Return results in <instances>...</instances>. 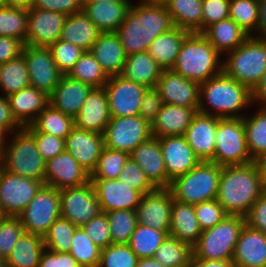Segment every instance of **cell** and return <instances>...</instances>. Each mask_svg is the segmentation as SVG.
<instances>
[{"label": "cell", "instance_id": "cell-1", "mask_svg": "<svg viewBox=\"0 0 266 267\" xmlns=\"http://www.w3.org/2000/svg\"><path fill=\"white\" fill-rule=\"evenodd\" d=\"M166 6L149 4L144 1L130 6L126 18L115 32L121 41L125 54L148 51L152 41L174 28Z\"/></svg>", "mask_w": 266, "mask_h": 267}, {"label": "cell", "instance_id": "cell-2", "mask_svg": "<svg viewBox=\"0 0 266 267\" xmlns=\"http://www.w3.org/2000/svg\"><path fill=\"white\" fill-rule=\"evenodd\" d=\"M262 193L260 176L254 161L222 167L216 199L228 215L246 217Z\"/></svg>", "mask_w": 266, "mask_h": 267}, {"label": "cell", "instance_id": "cell-3", "mask_svg": "<svg viewBox=\"0 0 266 267\" xmlns=\"http://www.w3.org/2000/svg\"><path fill=\"white\" fill-rule=\"evenodd\" d=\"M252 106V91L224 72L200 84L198 112L201 114L243 118L246 114L244 110Z\"/></svg>", "mask_w": 266, "mask_h": 267}, {"label": "cell", "instance_id": "cell-4", "mask_svg": "<svg viewBox=\"0 0 266 267\" xmlns=\"http://www.w3.org/2000/svg\"><path fill=\"white\" fill-rule=\"evenodd\" d=\"M221 56L202 33L191 32L185 37L171 70L202 84L223 72Z\"/></svg>", "mask_w": 266, "mask_h": 267}, {"label": "cell", "instance_id": "cell-5", "mask_svg": "<svg viewBox=\"0 0 266 267\" xmlns=\"http://www.w3.org/2000/svg\"><path fill=\"white\" fill-rule=\"evenodd\" d=\"M224 56L223 72L252 91L266 73V38L249 36Z\"/></svg>", "mask_w": 266, "mask_h": 267}, {"label": "cell", "instance_id": "cell-6", "mask_svg": "<svg viewBox=\"0 0 266 267\" xmlns=\"http://www.w3.org/2000/svg\"><path fill=\"white\" fill-rule=\"evenodd\" d=\"M0 166L11 174L44 182L46 161L37 149L34 136L25 127L12 133L0 156Z\"/></svg>", "mask_w": 266, "mask_h": 267}, {"label": "cell", "instance_id": "cell-7", "mask_svg": "<svg viewBox=\"0 0 266 267\" xmlns=\"http://www.w3.org/2000/svg\"><path fill=\"white\" fill-rule=\"evenodd\" d=\"M221 171L222 166L211 161H201L171 182L169 189L174 200L195 205L216 199Z\"/></svg>", "mask_w": 266, "mask_h": 267}, {"label": "cell", "instance_id": "cell-8", "mask_svg": "<svg viewBox=\"0 0 266 267\" xmlns=\"http://www.w3.org/2000/svg\"><path fill=\"white\" fill-rule=\"evenodd\" d=\"M245 224V217L228 215L215 226L203 230L192 247L193 256L205 260H232Z\"/></svg>", "mask_w": 266, "mask_h": 267}, {"label": "cell", "instance_id": "cell-9", "mask_svg": "<svg viewBox=\"0 0 266 267\" xmlns=\"http://www.w3.org/2000/svg\"><path fill=\"white\" fill-rule=\"evenodd\" d=\"M211 162L222 167L253 162L247 147L243 118H219Z\"/></svg>", "mask_w": 266, "mask_h": 267}, {"label": "cell", "instance_id": "cell-10", "mask_svg": "<svg viewBox=\"0 0 266 267\" xmlns=\"http://www.w3.org/2000/svg\"><path fill=\"white\" fill-rule=\"evenodd\" d=\"M60 216L59 190L44 184L18 218L24 232L43 237Z\"/></svg>", "mask_w": 266, "mask_h": 267}, {"label": "cell", "instance_id": "cell-11", "mask_svg": "<svg viewBox=\"0 0 266 267\" xmlns=\"http://www.w3.org/2000/svg\"><path fill=\"white\" fill-rule=\"evenodd\" d=\"M103 134L104 147L129 154L152 136L151 126L140 116L111 117Z\"/></svg>", "mask_w": 266, "mask_h": 267}, {"label": "cell", "instance_id": "cell-12", "mask_svg": "<svg viewBox=\"0 0 266 267\" xmlns=\"http://www.w3.org/2000/svg\"><path fill=\"white\" fill-rule=\"evenodd\" d=\"M59 196L61 217L76 227H81L101 213L91 181L82 186L60 189Z\"/></svg>", "mask_w": 266, "mask_h": 267}, {"label": "cell", "instance_id": "cell-13", "mask_svg": "<svg viewBox=\"0 0 266 267\" xmlns=\"http://www.w3.org/2000/svg\"><path fill=\"white\" fill-rule=\"evenodd\" d=\"M44 182L11 174L0 166V209L5 216H18Z\"/></svg>", "mask_w": 266, "mask_h": 267}, {"label": "cell", "instance_id": "cell-14", "mask_svg": "<svg viewBox=\"0 0 266 267\" xmlns=\"http://www.w3.org/2000/svg\"><path fill=\"white\" fill-rule=\"evenodd\" d=\"M21 54L27 64L30 86L49 96L63 75L50 50L48 47L24 45Z\"/></svg>", "mask_w": 266, "mask_h": 267}, {"label": "cell", "instance_id": "cell-15", "mask_svg": "<svg viewBox=\"0 0 266 267\" xmlns=\"http://www.w3.org/2000/svg\"><path fill=\"white\" fill-rule=\"evenodd\" d=\"M111 117L139 115L144 93L148 88L121 75L111 76L104 85Z\"/></svg>", "mask_w": 266, "mask_h": 267}, {"label": "cell", "instance_id": "cell-16", "mask_svg": "<svg viewBox=\"0 0 266 267\" xmlns=\"http://www.w3.org/2000/svg\"><path fill=\"white\" fill-rule=\"evenodd\" d=\"M173 201L174 197L169 188H156L153 192L143 194L135 209L137 223L169 232Z\"/></svg>", "mask_w": 266, "mask_h": 267}, {"label": "cell", "instance_id": "cell-17", "mask_svg": "<svg viewBox=\"0 0 266 267\" xmlns=\"http://www.w3.org/2000/svg\"><path fill=\"white\" fill-rule=\"evenodd\" d=\"M155 89L165 104L199 108L200 84L185 79L171 69L162 71Z\"/></svg>", "mask_w": 266, "mask_h": 267}, {"label": "cell", "instance_id": "cell-18", "mask_svg": "<svg viewBox=\"0 0 266 267\" xmlns=\"http://www.w3.org/2000/svg\"><path fill=\"white\" fill-rule=\"evenodd\" d=\"M101 212L135 210L143 194L120 180L91 179Z\"/></svg>", "mask_w": 266, "mask_h": 267}, {"label": "cell", "instance_id": "cell-19", "mask_svg": "<svg viewBox=\"0 0 266 267\" xmlns=\"http://www.w3.org/2000/svg\"><path fill=\"white\" fill-rule=\"evenodd\" d=\"M67 16L63 13L31 8L28 10L25 45L48 47L60 39Z\"/></svg>", "mask_w": 266, "mask_h": 267}, {"label": "cell", "instance_id": "cell-20", "mask_svg": "<svg viewBox=\"0 0 266 267\" xmlns=\"http://www.w3.org/2000/svg\"><path fill=\"white\" fill-rule=\"evenodd\" d=\"M91 180L90 174L66 150L46 162L44 184L58 190L78 187Z\"/></svg>", "mask_w": 266, "mask_h": 267}, {"label": "cell", "instance_id": "cell-21", "mask_svg": "<svg viewBox=\"0 0 266 267\" xmlns=\"http://www.w3.org/2000/svg\"><path fill=\"white\" fill-rule=\"evenodd\" d=\"M168 179L186 174L201 161L188 145L184 135L159 138Z\"/></svg>", "mask_w": 266, "mask_h": 267}, {"label": "cell", "instance_id": "cell-22", "mask_svg": "<svg viewBox=\"0 0 266 267\" xmlns=\"http://www.w3.org/2000/svg\"><path fill=\"white\" fill-rule=\"evenodd\" d=\"M103 148V134L79 129L76 126L65 139V150L89 174L94 171Z\"/></svg>", "mask_w": 266, "mask_h": 267}, {"label": "cell", "instance_id": "cell-23", "mask_svg": "<svg viewBox=\"0 0 266 267\" xmlns=\"http://www.w3.org/2000/svg\"><path fill=\"white\" fill-rule=\"evenodd\" d=\"M130 157L145 172L155 188H169L168 179L159 138L151 136L130 153Z\"/></svg>", "mask_w": 266, "mask_h": 267}, {"label": "cell", "instance_id": "cell-24", "mask_svg": "<svg viewBox=\"0 0 266 267\" xmlns=\"http://www.w3.org/2000/svg\"><path fill=\"white\" fill-rule=\"evenodd\" d=\"M219 117L199 112L193 117L184 136L200 161H212Z\"/></svg>", "mask_w": 266, "mask_h": 267}, {"label": "cell", "instance_id": "cell-25", "mask_svg": "<svg viewBox=\"0 0 266 267\" xmlns=\"http://www.w3.org/2000/svg\"><path fill=\"white\" fill-rule=\"evenodd\" d=\"M111 120L106 90L94 88L84 101L81 110L74 117L75 126L79 129L102 134Z\"/></svg>", "mask_w": 266, "mask_h": 267}, {"label": "cell", "instance_id": "cell-26", "mask_svg": "<svg viewBox=\"0 0 266 267\" xmlns=\"http://www.w3.org/2000/svg\"><path fill=\"white\" fill-rule=\"evenodd\" d=\"M234 267H266L264 233L245 224L232 259Z\"/></svg>", "mask_w": 266, "mask_h": 267}, {"label": "cell", "instance_id": "cell-27", "mask_svg": "<svg viewBox=\"0 0 266 267\" xmlns=\"http://www.w3.org/2000/svg\"><path fill=\"white\" fill-rule=\"evenodd\" d=\"M93 89L88 84L62 75L59 84L49 95V104L56 110L75 117Z\"/></svg>", "mask_w": 266, "mask_h": 267}, {"label": "cell", "instance_id": "cell-28", "mask_svg": "<svg viewBox=\"0 0 266 267\" xmlns=\"http://www.w3.org/2000/svg\"><path fill=\"white\" fill-rule=\"evenodd\" d=\"M7 98L12 115L22 128L30 126L49 105V96L32 86L13 93Z\"/></svg>", "mask_w": 266, "mask_h": 267}, {"label": "cell", "instance_id": "cell-29", "mask_svg": "<svg viewBox=\"0 0 266 267\" xmlns=\"http://www.w3.org/2000/svg\"><path fill=\"white\" fill-rule=\"evenodd\" d=\"M90 52L108 77L121 74L127 55L115 32L101 33Z\"/></svg>", "mask_w": 266, "mask_h": 267}, {"label": "cell", "instance_id": "cell-30", "mask_svg": "<svg viewBox=\"0 0 266 267\" xmlns=\"http://www.w3.org/2000/svg\"><path fill=\"white\" fill-rule=\"evenodd\" d=\"M198 108L163 105L151 126L152 136L157 138L184 135Z\"/></svg>", "mask_w": 266, "mask_h": 267}, {"label": "cell", "instance_id": "cell-31", "mask_svg": "<svg viewBox=\"0 0 266 267\" xmlns=\"http://www.w3.org/2000/svg\"><path fill=\"white\" fill-rule=\"evenodd\" d=\"M133 2L83 3V13L102 32H116Z\"/></svg>", "mask_w": 266, "mask_h": 267}, {"label": "cell", "instance_id": "cell-32", "mask_svg": "<svg viewBox=\"0 0 266 267\" xmlns=\"http://www.w3.org/2000/svg\"><path fill=\"white\" fill-rule=\"evenodd\" d=\"M201 233L194 205L174 200L171 207L169 235L193 247Z\"/></svg>", "mask_w": 266, "mask_h": 267}, {"label": "cell", "instance_id": "cell-33", "mask_svg": "<svg viewBox=\"0 0 266 267\" xmlns=\"http://www.w3.org/2000/svg\"><path fill=\"white\" fill-rule=\"evenodd\" d=\"M163 70L148 51H144L128 55L120 75L151 89L156 87Z\"/></svg>", "mask_w": 266, "mask_h": 267}, {"label": "cell", "instance_id": "cell-34", "mask_svg": "<svg viewBox=\"0 0 266 267\" xmlns=\"http://www.w3.org/2000/svg\"><path fill=\"white\" fill-rule=\"evenodd\" d=\"M202 34L222 57L243 44L250 36L230 17L211 24Z\"/></svg>", "mask_w": 266, "mask_h": 267}, {"label": "cell", "instance_id": "cell-35", "mask_svg": "<svg viewBox=\"0 0 266 267\" xmlns=\"http://www.w3.org/2000/svg\"><path fill=\"white\" fill-rule=\"evenodd\" d=\"M101 33L95 24L81 11L67 16L60 40L70 42L84 51H90L93 43Z\"/></svg>", "mask_w": 266, "mask_h": 267}, {"label": "cell", "instance_id": "cell-36", "mask_svg": "<svg viewBox=\"0 0 266 267\" xmlns=\"http://www.w3.org/2000/svg\"><path fill=\"white\" fill-rule=\"evenodd\" d=\"M189 33L187 30L174 27L169 32L156 37L152 41L148 53L164 70L171 69L181 45Z\"/></svg>", "mask_w": 266, "mask_h": 267}, {"label": "cell", "instance_id": "cell-37", "mask_svg": "<svg viewBox=\"0 0 266 267\" xmlns=\"http://www.w3.org/2000/svg\"><path fill=\"white\" fill-rule=\"evenodd\" d=\"M45 250L43 237L23 232L6 259L9 267H38Z\"/></svg>", "mask_w": 266, "mask_h": 267}, {"label": "cell", "instance_id": "cell-38", "mask_svg": "<svg viewBox=\"0 0 266 267\" xmlns=\"http://www.w3.org/2000/svg\"><path fill=\"white\" fill-rule=\"evenodd\" d=\"M165 6L175 27L202 33V0H170Z\"/></svg>", "mask_w": 266, "mask_h": 267}, {"label": "cell", "instance_id": "cell-39", "mask_svg": "<svg viewBox=\"0 0 266 267\" xmlns=\"http://www.w3.org/2000/svg\"><path fill=\"white\" fill-rule=\"evenodd\" d=\"M246 114L243 117L245 138L250 157L254 161L266 155V107L258 106L254 114Z\"/></svg>", "mask_w": 266, "mask_h": 267}, {"label": "cell", "instance_id": "cell-40", "mask_svg": "<svg viewBox=\"0 0 266 267\" xmlns=\"http://www.w3.org/2000/svg\"><path fill=\"white\" fill-rule=\"evenodd\" d=\"M74 127V117L56 110L49 104L34 122L25 128L29 132H43L66 139Z\"/></svg>", "mask_w": 266, "mask_h": 267}, {"label": "cell", "instance_id": "cell-41", "mask_svg": "<svg viewBox=\"0 0 266 267\" xmlns=\"http://www.w3.org/2000/svg\"><path fill=\"white\" fill-rule=\"evenodd\" d=\"M30 86L27 64L23 55L0 65V90L9 96Z\"/></svg>", "mask_w": 266, "mask_h": 267}, {"label": "cell", "instance_id": "cell-42", "mask_svg": "<svg viewBox=\"0 0 266 267\" xmlns=\"http://www.w3.org/2000/svg\"><path fill=\"white\" fill-rule=\"evenodd\" d=\"M192 255L189 244L169 235L155 251L153 258L164 267H188Z\"/></svg>", "mask_w": 266, "mask_h": 267}, {"label": "cell", "instance_id": "cell-43", "mask_svg": "<svg viewBox=\"0 0 266 267\" xmlns=\"http://www.w3.org/2000/svg\"><path fill=\"white\" fill-rule=\"evenodd\" d=\"M67 75L92 88H103L109 78L90 51H85L81 55Z\"/></svg>", "mask_w": 266, "mask_h": 267}, {"label": "cell", "instance_id": "cell-44", "mask_svg": "<svg viewBox=\"0 0 266 267\" xmlns=\"http://www.w3.org/2000/svg\"><path fill=\"white\" fill-rule=\"evenodd\" d=\"M167 236H169V232L137 224L128 244L139 259L153 257Z\"/></svg>", "mask_w": 266, "mask_h": 267}, {"label": "cell", "instance_id": "cell-45", "mask_svg": "<svg viewBox=\"0 0 266 267\" xmlns=\"http://www.w3.org/2000/svg\"><path fill=\"white\" fill-rule=\"evenodd\" d=\"M69 253L81 267H98L101 248L96 246L81 227H76Z\"/></svg>", "mask_w": 266, "mask_h": 267}, {"label": "cell", "instance_id": "cell-46", "mask_svg": "<svg viewBox=\"0 0 266 267\" xmlns=\"http://www.w3.org/2000/svg\"><path fill=\"white\" fill-rule=\"evenodd\" d=\"M110 226L112 244H128L137 226L135 210H113L106 212Z\"/></svg>", "mask_w": 266, "mask_h": 267}, {"label": "cell", "instance_id": "cell-47", "mask_svg": "<svg viewBox=\"0 0 266 267\" xmlns=\"http://www.w3.org/2000/svg\"><path fill=\"white\" fill-rule=\"evenodd\" d=\"M27 23V10L7 6L0 8V36L18 39L25 45Z\"/></svg>", "mask_w": 266, "mask_h": 267}, {"label": "cell", "instance_id": "cell-48", "mask_svg": "<svg viewBox=\"0 0 266 267\" xmlns=\"http://www.w3.org/2000/svg\"><path fill=\"white\" fill-rule=\"evenodd\" d=\"M75 229V225L60 216L43 236L45 249L59 253L69 252Z\"/></svg>", "mask_w": 266, "mask_h": 267}, {"label": "cell", "instance_id": "cell-49", "mask_svg": "<svg viewBox=\"0 0 266 267\" xmlns=\"http://www.w3.org/2000/svg\"><path fill=\"white\" fill-rule=\"evenodd\" d=\"M129 157L130 154L128 152L104 147L94 171L90 174L91 179L117 180Z\"/></svg>", "mask_w": 266, "mask_h": 267}, {"label": "cell", "instance_id": "cell-50", "mask_svg": "<svg viewBox=\"0 0 266 267\" xmlns=\"http://www.w3.org/2000/svg\"><path fill=\"white\" fill-rule=\"evenodd\" d=\"M258 0H230L229 17L252 36L258 26Z\"/></svg>", "mask_w": 266, "mask_h": 267}, {"label": "cell", "instance_id": "cell-51", "mask_svg": "<svg viewBox=\"0 0 266 267\" xmlns=\"http://www.w3.org/2000/svg\"><path fill=\"white\" fill-rule=\"evenodd\" d=\"M138 260L129 244H111L101 249L98 267H136Z\"/></svg>", "mask_w": 266, "mask_h": 267}, {"label": "cell", "instance_id": "cell-52", "mask_svg": "<svg viewBox=\"0 0 266 267\" xmlns=\"http://www.w3.org/2000/svg\"><path fill=\"white\" fill-rule=\"evenodd\" d=\"M48 49L52 54L56 66L63 75H67L70 72L75 63L85 52L76 45L60 39L49 45Z\"/></svg>", "mask_w": 266, "mask_h": 267}, {"label": "cell", "instance_id": "cell-53", "mask_svg": "<svg viewBox=\"0 0 266 267\" xmlns=\"http://www.w3.org/2000/svg\"><path fill=\"white\" fill-rule=\"evenodd\" d=\"M23 232L18 216H4L0 221V259H7Z\"/></svg>", "mask_w": 266, "mask_h": 267}, {"label": "cell", "instance_id": "cell-54", "mask_svg": "<svg viewBox=\"0 0 266 267\" xmlns=\"http://www.w3.org/2000/svg\"><path fill=\"white\" fill-rule=\"evenodd\" d=\"M118 180L140 191L142 194L153 192L156 189L146 177L145 172L131 157L125 162Z\"/></svg>", "mask_w": 266, "mask_h": 267}, {"label": "cell", "instance_id": "cell-55", "mask_svg": "<svg viewBox=\"0 0 266 267\" xmlns=\"http://www.w3.org/2000/svg\"><path fill=\"white\" fill-rule=\"evenodd\" d=\"M194 211L202 231L215 226L228 216L217 199L195 204Z\"/></svg>", "mask_w": 266, "mask_h": 267}, {"label": "cell", "instance_id": "cell-56", "mask_svg": "<svg viewBox=\"0 0 266 267\" xmlns=\"http://www.w3.org/2000/svg\"><path fill=\"white\" fill-rule=\"evenodd\" d=\"M81 228L99 248L104 249L112 244L110 226L105 212L99 213Z\"/></svg>", "mask_w": 266, "mask_h": 267}, {"label": "cell", "instance_id": "cell-57", "mask_svg": "<svg viewBox=\"0 0 266 267\" xmlns=\"http://www.w3.org/2000/svg\"><path fill=\"white\" fill-rule=\"evenodd\" d=\"M230 0H202V32L211 24L229 18Z\"/></svg>", "mask_w": 266, "mask_h": 267}, {"label": "cell", "instance_id": "cell-58", "mask_svg": "<svg viewBox=\"0 0 266 267\" xmlns=\"http://www.w3.org/2000/svg\"><path fill=\"white\" fill-rule=\"evenodd\" d=\"M37 145L40 155L47 162L65 150V139L43 132H30Z\"/></svg>", "mask_w": 266, "mask_h": 267}, {"label": "cell", "instance_id": "cell-59", "mask_svg": "<svg viewBox=\"0 0 266 267\" xmlns=\"http://www.w3.org/2000/svg\"><path fill=\"white\" fill-rule=\"evenodd\" d=\"M164 102L155 88L147 89L140 105L139 115L152 126Z\"/></svg>", "mask_w": 266, "mask_h": 267}, {"label": "cell", "instance_id": "cell-60", "mask_svg": "<svg viewBox=\"0 0 266 267\" xmlns=\"http://www.w3.org/2000/svg\"><path fill=\"white\" fill-rule=\"evenodd\" d=\"M32 8L56 11L69 16L83 10V0H33Z\"/></svg>", "mask_w": 266, "mask_h": 267}, {"label": "cell", "instance_id": "cell-61", "mask_svg": "<svg viewBox=\"0 0 266 267\" xmlns=\"http://www.w3.org/2000/svg\"><path fill=\"white\" fill-rule=\"evenodd\" d=\"M246 218V224L266 233V192L253 203Z\"/></svg>", "mask_w": 266, "mask_h": 267}, {"label": "cell", "instance_id": "cell-62", "mask_svg": "<svg viewBox=\"0 0 266 267\" xmlns=\"http://www.w3.org/2000/svg\"><path fill=\"white\" fill-rule=\"evenodd\" d=\"M38 267H81V266L69 252L59 253L45 249L42 253Z\"/></svg>", "mask_w": 266, "mask_h": 267}, {"label": "cell", "instance_id": "cell-63", "mask_svg": "<svg viewBox=\"0 0 266 267\" xmlns=\"http://www.w3.org/2000/svg\"><path fill=\"white\" fill-rule=\"evenodd\" d=\"M23 46L18 39L0 36V65L21 55Z\"/></svg>", "mask_w": 266, "mask_h": 267}, {"label": "cell", "instance_id": "cell-64", "mask_svg": "<svg viewBox=\"0 0 266 267\" xmlns=\"http://www.w3.org/2000/svg\"><path fill=\"white\" fill-rule=\"evenodd\" d=\"M0 125L10 128L13 132L22 128L14 119L9 100L4 95H0Z\"/></svg>", "mask_w": 266, "mask_h": 267}, {"label": "cell", "instance_id": "cell-65", "mask_svg": "<svg viewBox=\"0 0 266 267\" xmlns=\"http://www.w3.org/2000/svg\"><path fill=\"white\" fill-rule=\"evenodd\" d=\"M252 103L266 107V73L252 90Z\"/></svg>", "mask_w": 266, "mask_h": 267}, {"label": "cell", "instance_id": "cell-66", "mask_svg": "<svg viewBox=\"0 0 266 267\" xmlns=\"http://www.w3.org/2000/svg\"><path fill=\"white\" fill-rule=\"evenodd\" d=\"M188 267H234L232 260H205L192 255Z\"/></svg>", "mask_w": 266, "mask_h": 267}, {"label": "cell", "instance_id": "cell-67", "mask_svg": "<svg viewBox=\"0 0 266 267\" xmlns=\"http://www.w3.org/2000/svg\"><path fill=\"white\" fill-rule=\"evenodd\" d=\"M258 26L254 37L266 38V0H258Z\"/></svg>", "mask_w": 266, "mask_h": 267}, {"label": "cell", "instance_id": "cell-68", "mask_svg": "<svg viewBox=\"0 0 266 267\" xmlns=\"http://www.w3.org/2000/svg\"><path fill=\"white\" fill-rule=\"evenodd\" d=\"M254 162L259 172L262 191L266 192V155L254 160Z\"/></svg>", "mask_w": 266, "mask_h": 267}, {"label": "cell", "instance_id": "cell-69", "mask_svg": "<svg viewBox=\"0 0 266 267\" xmlns=\"http://www.w3.org/2000/svg\"><path fill=\"white\" fill-rule=\"evenodd\" d=\"M12 133L13 131L10 128L0 125V156L3 154L7 145L9 144Z\"/></svg>", "mask_w": 266, "mask_h": 267}, {"label": "cell", "instance_id": "cell-70", "mask_svg": "<svg viewBox=\"0 0 266 267\" xmlns=\"http://www.w3.org/2000/svg\"><path fill=\"white\" fill-rule=\"evenodd\" d=\"M7 7L30 10L32 8L33 0H4Z\"/></svg>", "mask_w": 266, "mask_h": 267}, {"label": "cell", "instance_id": "cell-71", "mask_svg": "<svg viewBox=\"0 0 266 267\" xmlns=\"http://www.w3.org/2000/svg\"><path fill=\"white\" fill-rule=\"evenodd\" d=\"M136 267H164L160 262L155 260L153 257L140 258L137 262Z\"/></svg>", "mask_w": 266, "mask_h": 267}, {"label": "cell", "instance_id": "cell-72", "mask_svg": "<svg viewBox=\"0 0 266 267\" xmlns=\"http://www.w3.org/2000/svg\"><path fill=\"white\" fill-rule=\"evenodd\" d=\"M96 2H132L131 0H83V3H96Z\"/></svg>", "mask_w": 266, "mask_h": 267}, {"label": "cell", "instance_id": "cell-73", "mask_svg": "<svg viewBox=\"0 0 266 267\" xmlns=\"http://www.w3.org/2000/svg\"><path fill=\"white\" fill-rule=\"evenodd\" d=\"M149 4L163 5L165 6L170 0H142Z\"/></svg>", "mask_w": 266, "mask_h": 267}, {"label": "cell", "instance_id": "cell-74", "mask_svg": "<svg viewBox=\"0 0 266 267\" xmlns=\"http://www.w3.org/2000/svg\"><path fill=\"white\" fill-rule=\"evenodd\" d=\"M0 267H9L5 259H0Z\"/></svg>", "mask_w": 266, "mask_h": 267}, {"label": "cell", "instance_id": "cell-75", "mask_svg": "<svg viewBox=\"0 0 266 267\" xmlns=\"http://www.w3.org/2000/svg\"><path fill=\"white\" fill-rule=\"evenodd\" d=\"M6 5H5V3H4V0H0V8H3V7H5Z\"/></svg>", "mask_w": 266, "mask_h": 267}, {"label": "cell", "instance_id": "cell-76", "mask_svg": "<svg viewBox=\"0 0 266 267\" xmlns=\"http://www.w3.org/2000/svg\"><path fill=\"white\" fill-rule=\"evenodd\" d=\"M4 214H3V212L1 211V209H0V221L4 218Z\"/></svg>", "mask_w": 266, "mask_h": 267}]
</instances>
